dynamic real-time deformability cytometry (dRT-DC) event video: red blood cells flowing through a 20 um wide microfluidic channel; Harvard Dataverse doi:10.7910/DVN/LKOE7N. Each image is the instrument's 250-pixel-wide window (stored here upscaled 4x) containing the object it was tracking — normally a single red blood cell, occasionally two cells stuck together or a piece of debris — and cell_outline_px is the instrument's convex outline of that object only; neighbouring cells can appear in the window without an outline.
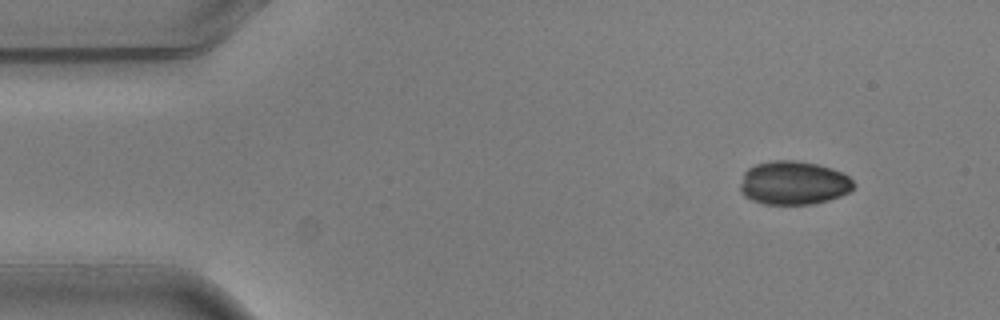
{"species": "common noctule bat (a hibernating species)", "species_latin": "Nyctalus noctula", "temperature_condition": "warm", "stored_images_in_passage": 4, "camera_frame_rate_fps": 3000, "um_per_image_px": 0.085, "animal": {"sex": "male", "body_mass_g": 20.5, "forearm_length_mm": 52.5}, "frame": {"image": 1, "passage_image": 1, "time_ms": 0.0, "image_size_px": [1000, 320], "cell_outline_px": [[856, 184], [848, 192], [840, 196], [828, 200], [812, 204], [764, 204], [752, 200], [744, 196], [740, 192], [740, 184], [744, 172], [748, 168], [756, 164], [772, 160], [796, 160], [816, 164], [832, 168], [848, 176]], "centroid_in_image_um": [67.43, 15.54], "position_along_channel_um": 17.6, "area_um2": 28.9}}